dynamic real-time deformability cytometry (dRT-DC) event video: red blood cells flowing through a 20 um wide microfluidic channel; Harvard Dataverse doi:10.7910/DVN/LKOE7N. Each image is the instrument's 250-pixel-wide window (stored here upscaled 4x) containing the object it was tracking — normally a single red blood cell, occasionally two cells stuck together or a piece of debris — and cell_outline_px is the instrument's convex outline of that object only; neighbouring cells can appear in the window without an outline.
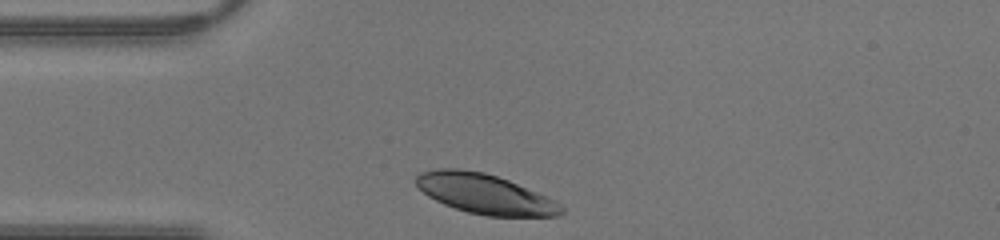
{"species": "human", "species_latin": "Homo sapiens", "temperature_condition": "warm", "stored_images_in_passage": 24, "camera_frame_rate_fps": 3000, "um_per_image_px": 0.085, "donor": {"sex": "male"}, "frame": {"image": 1, "passage_image": 1, "time_ms": 0.0, "image_size_px": [1000, 240], "cell_outline_px": [[564, 212], [556, 216], [484, 216], [468, 212], [444, 204], [428, 196], [416, 184], [416, 176], [420, 172], [436, 168], [456, 168], [484, 172], [508, 180], [556, 200], [564, 208]], "centroid_in_image_um": [41.22, 16.48], "position_along_channel_um": 43.8, "area_um2": 33.58}}
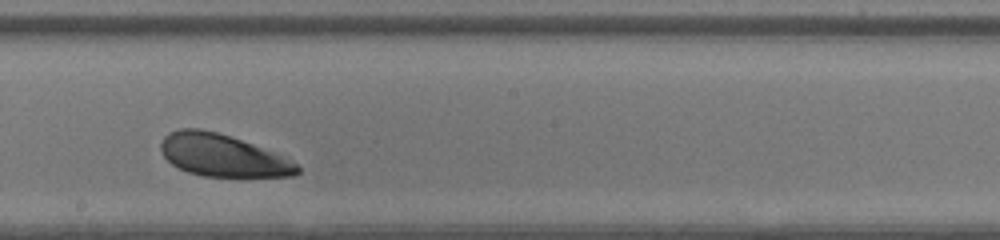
{"frame": {"image": 2, "passage_image": 14, "time_ms": 4.333, "image_size_px": [1000, 240], "cell_outline_px": [[300, 172], [296, 176], [204, 176], [188, 172], [172, 164], [164, 156], [160, 148], [160, 144], [164, 136], [168, 132], [180, 128], [200, 128], [216, 132], [252, 144], [280, 156], [296, 164], [300, 168]], "centroid_in_image_um": [18.85, 13.21], "position_along_channel_um": 229.3, "area_um2": 32.95}}
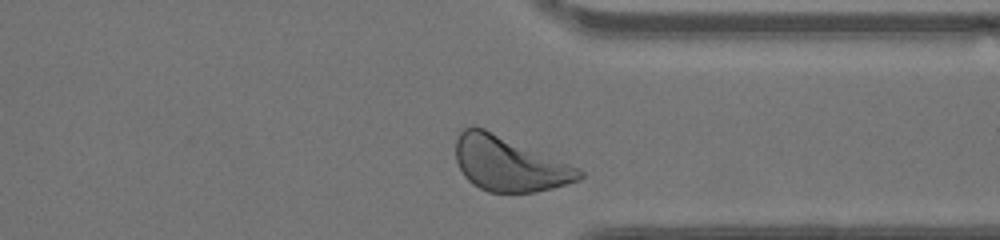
{"frame": {"image": 3, "passage_image": 23, "time_ms": 7.333, "image_size_px": [1000, 240], "cell_outline_px": [[584, 176], [580, 180], [568, 184], [536, 192], [488, 192], [472, 184], [464, 176], [456, 160], [456, 140], [460, 132], [464, 128], [472, 124], [476, 124], [580, 168], [584, 172]], "centroid_in_image_um": [43.28, 13.91], "position_along_channel_um": 368.1, "area_um2": 39.65}}